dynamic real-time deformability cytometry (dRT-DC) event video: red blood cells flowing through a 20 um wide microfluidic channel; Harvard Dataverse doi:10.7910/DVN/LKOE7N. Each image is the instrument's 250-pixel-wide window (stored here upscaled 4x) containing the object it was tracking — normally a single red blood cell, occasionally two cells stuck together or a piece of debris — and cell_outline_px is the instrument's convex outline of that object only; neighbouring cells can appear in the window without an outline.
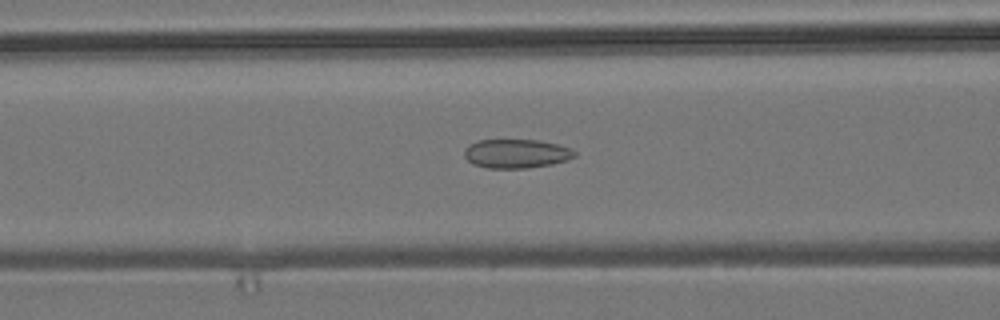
{"species": "common noctule bat (a hibernating species)", "species_latin": "Nyctalus noctula", "temperature_condition": "room temperature", "stored_images_in_passage": 50, "camera_frame_rate_fps": 3000, "um_per_image_px": 0.085, "animal": {"sex": "male", "body_mass_g": 19.2, "forearm_length_mm": 51.8}, "frame": {"image": 1, "passage_image": 18, "time_ms": 5.667, "image_size_px": [1000, 320], "cell_outline_px": [[576, 156], [568, 160], [552, 164], [528, 168], [488, 168], [472, 164], [464, 156], [464, 148], [468, 144], [480, 140], [540, 140], [572, 148], [576, 152]], "centroid_in_image_um": [43.89, 13.06], "position_along_channel_um": 122.7, "area_um2": 18.79}}
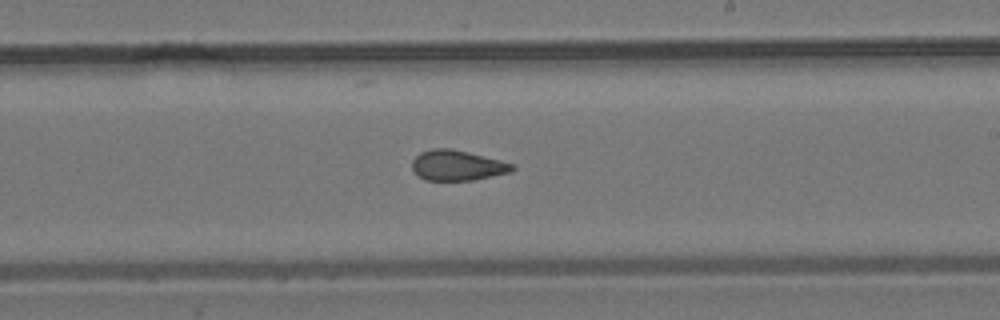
{"frame": {"image": 2, "passage_image": 28, "time_ms": 9.0, "image_size_px": [1000, 320], "cell_outline_px": [[516, 168], [512, 172], [472, 180], [424, 180], [412, 168], [412, 160], [420, 152], [432, 148], [452, 148], [516, 164]], "centroid_in_image_um": [38.9, 14.05], "position_along_channel_um": 250.1, "area_um2": 17.74}}
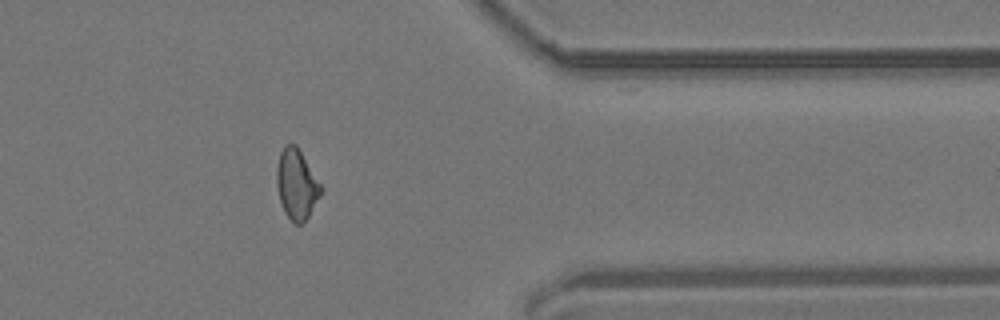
{"frame": {"image": 3, "passage_image": 40, "time_ms": 13.0, "image_size_px": [1000, 320], "cell_outline_px": [[324, 188], [320, 196], [308, 216], [300, 224], [296, 224], [284, 212], [280, 200], [276, 184], [276, 168], [280, 152], [288, 144], [296, 144]], "centroid_in_image_um": [25.22, 15.65], "position_along_channel_um": 386.2, "area_um2": 17.92}, "authors_computed_cell_mechanics": {"area_um2": 18.3515, "velocity_mm_per_s": 3.8229, "shape_relaxation_time_tau1_ms": null, "shape_relaxation_time_tau2_ms": 1.5872, "deformation_change_tau1": null, "deformation_change_tau2": 0.0836}}